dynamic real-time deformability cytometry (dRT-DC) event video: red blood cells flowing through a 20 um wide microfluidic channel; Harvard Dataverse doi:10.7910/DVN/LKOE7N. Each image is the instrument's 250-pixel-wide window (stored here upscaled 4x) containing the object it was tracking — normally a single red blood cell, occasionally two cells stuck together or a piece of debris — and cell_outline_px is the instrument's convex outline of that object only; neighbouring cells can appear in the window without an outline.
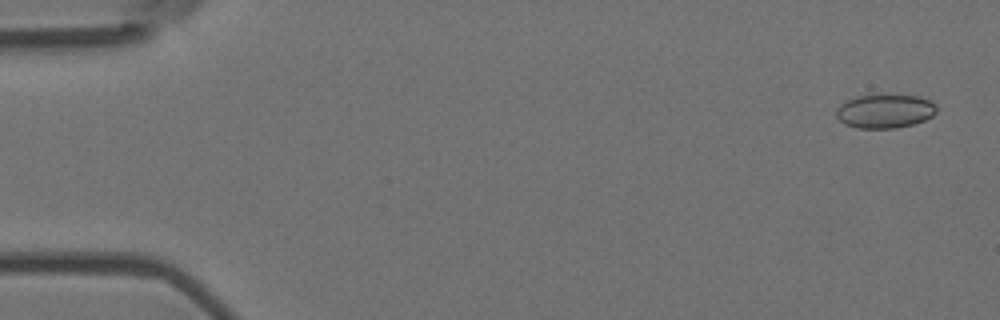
{"species": "Egyptian fruit bat (a non-hibernating species)", "species_latin": "Rousettus aegyptiacus", "temperature_condition": "room temperature", "stored_images_in_passage": 5, "camera_frame_rate_fps": 3000, "um_per_image_px": 0.085, "animal": {"sex": "female"}, "frame": {"image": 1, "passage_image": 1, "time_ms": 0.0, "image_size_px": [1000, 320], "cell_outline_px": [[936, 112], [932, 116], [924, 120], [912, 124], [896, 128], [856, 128], [844, 124], [836, 116], [836, 108], [840, 104], [856, 96], [916, 96], [928, 100], [936, 104]], "centroid_in_image_um": [75.19, 9.47], "position_along_channel_um": 9.8, "area_um2": 19.48}}
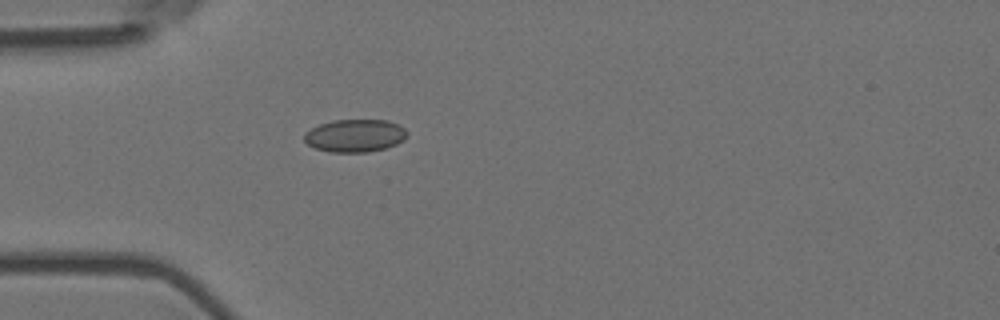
{"frame": {"image": 2, "passage_image": 5, "time_ms": 1.333, "image_size_px": [1000, 320], "cell_outline_px": [[408, 136], [404, 140], [396, 144], [384, 148], [368, 152], [332, 152], [316, 148], [308, 144], [304, 140], [304, 132], [320, 124], [332, 120], [388, 120], [404, 128], [408, 132]], "centroid_in_image_um": [30.18, 11.52], "position_along_channel_um": 54.8, "area_um2": 19.59}}